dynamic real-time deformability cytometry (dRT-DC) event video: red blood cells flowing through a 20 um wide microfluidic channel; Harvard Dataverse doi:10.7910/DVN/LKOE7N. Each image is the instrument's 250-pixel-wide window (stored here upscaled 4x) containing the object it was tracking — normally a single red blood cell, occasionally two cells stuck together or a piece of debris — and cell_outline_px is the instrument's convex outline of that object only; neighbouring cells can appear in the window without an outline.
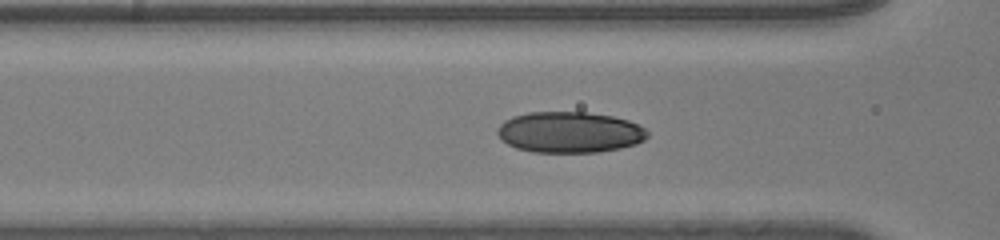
{"species": "human", "species_latin": "Homo sapiens", "temperature_condition": "room temperature", "stored_images_in_passage": 52, "camera_frame_rate_fps": 3000, "um_per_image_px": 0.085, "donor": {"sex": "male"}, "frame": {"image": 1, "passage_image": 29, "time_ms": 9.333, "image_size_px": [1000, 240], "cell_outline_px": [[648, 136], [644, 140], [636, 144], [620, 148], [600, 152], [532, 152], [516, 148], [500, 140], [496, 132], [496, 128], [504, 120], [512, 116], [528, 112], [584, 112], [612, 116], [628, 120], [644, 128], [648, 132]], "centroid_in_image_um": [48.37, 11.24], "position_along_channel_um": 118.2, "area_um2": 36.07}}
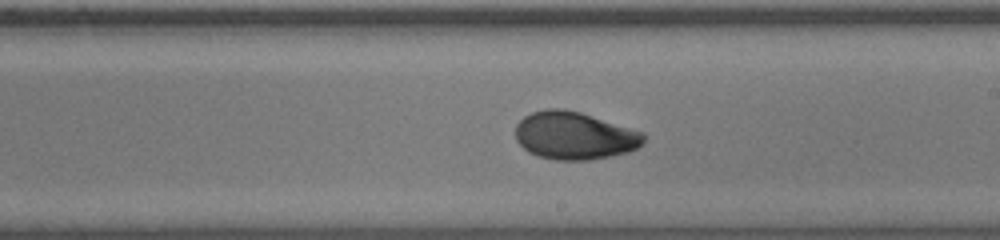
{"frame": {"image": 2, "passage_image": 38, "time_ms": 12.333, "image_size_px": [1000, 240], "cell_outline_px": [[644, 140], [636, 148], [628, 152], [588, 160], [556, 160], [540, 156], [528, 152], [516, 140], [516, 124], [524, 116], [532, 112], [548, 108], [564, 108], [580, 112], [644, 132]], "centroid_in_image_um": [48.8, 11.52], "position_along_channel_um": 240.2, "area_um2": 35.49}}
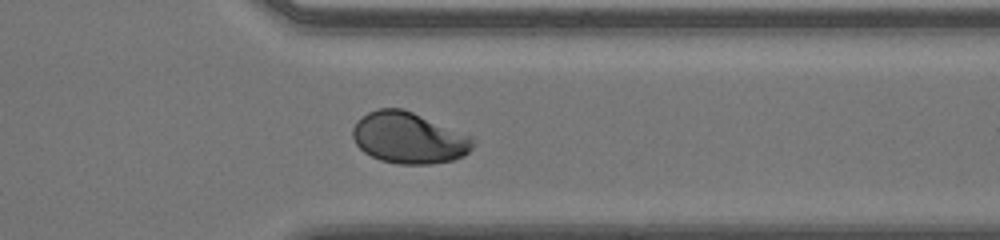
{"frame": {"image": 3, "passage_image": 48, "time_ms": 15.667, "image_size_px": [1000, 240], "cell_outline_px": [[472, 148], [464, 156], [452, 160], [432, 164], [400, 164], [380, 160], [364, 152], [356, 144], [352, 136], [352, 128], [368, 112], [380, 108], [400, 108], [412, 112], [472, 136]], "centroid_in_image_um": [34.74, 11.73], "position_along_channel_um": 376.7, "area_um2": 35.55}}